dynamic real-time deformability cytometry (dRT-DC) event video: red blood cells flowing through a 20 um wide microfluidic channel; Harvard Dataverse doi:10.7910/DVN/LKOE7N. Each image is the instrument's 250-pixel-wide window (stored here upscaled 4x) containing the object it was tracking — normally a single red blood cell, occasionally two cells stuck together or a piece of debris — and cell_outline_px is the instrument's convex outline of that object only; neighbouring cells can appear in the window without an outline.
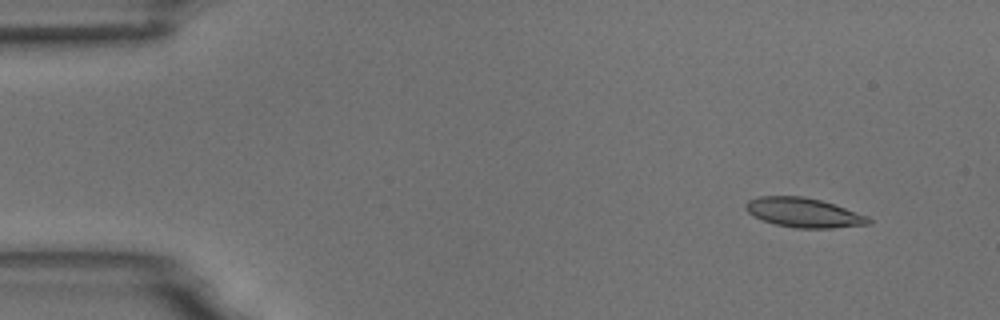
{"species": "common noctule bat (a hibernating species)", "species_latin": "Nyctalus noctula", "temperature_condition": "room temperature", "stored_images_in_passage": 2, "camera_frame_rate_fps": 3000, "um_per_image_px": 0.085, "animal": {"sex": "male", "body_mass_g": 18.8}, "frame": {"image": 1, "passage_image": 2, "time_ms": 1.333, "image_size_px": [1000, 320], "cell_outline_px": [[872, 224], [832, 228], [796, 228], [776, 224], [752, 216], [744, 208], [744, 204], [748, 200], [760, 196], [804, 196], [820, 200], [868, 216], [872, 220]], "centroid_in_image_um": [68.3, 18.07], "position_along_channel_um": 16.7, "area_um2": 21.04}}